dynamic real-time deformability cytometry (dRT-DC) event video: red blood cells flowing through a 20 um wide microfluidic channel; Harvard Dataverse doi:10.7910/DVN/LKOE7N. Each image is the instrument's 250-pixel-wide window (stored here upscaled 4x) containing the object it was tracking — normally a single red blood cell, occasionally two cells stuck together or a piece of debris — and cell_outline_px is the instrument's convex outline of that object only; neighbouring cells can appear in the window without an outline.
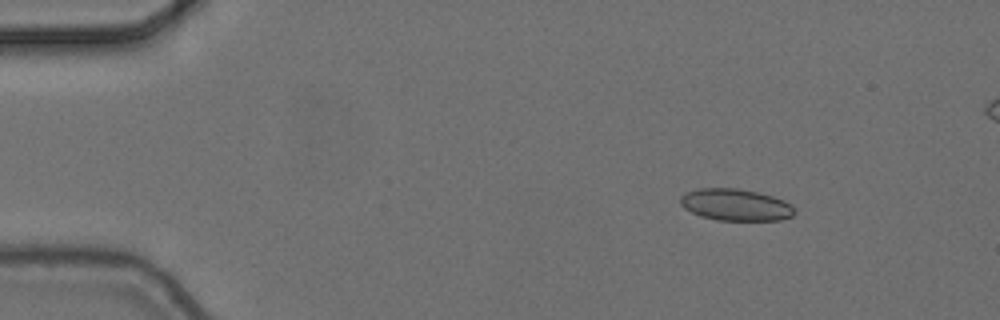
{"species": "common noctule bat (a hibernating species)", "species_latin": "Nyctalus noctula", "temperature_condition": "cold", "stored_images_in_passage": 5, "camera_frame_rate_fps": 3000, "um_per_image_px": 0.085, "animal": {"sex": "female", "body_mass_g": 24.6, "forearm_length_mm": 56.2}, "frame": {"image": 1, "passage_image": 1, "time_ms": 0.0, "image_size_px": [1000, 320], "cell_outline_px": [[796, 212], [792, 216], [780, 220], [716, 220], [700, 216], [684, 208], [680, 204], [680, 196], [688, 192], [700, 188], [736, 188], [756, 192], [772, 196], [784, 200], [792, 204]], "centroid_in_image_um": [62.54, 17.41], "position_along_channel_um": 22.5, "area_um2": 21.15}}
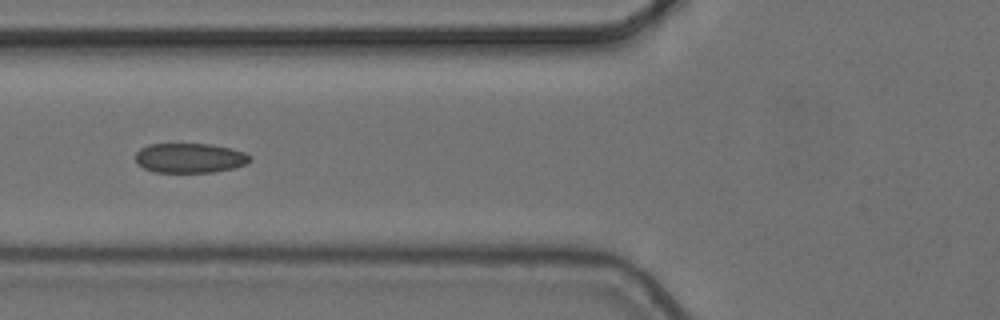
{"frame": {"image": 2, "passage_image": 5, "time_ms": 1.333, "image_size_px": [1000, 320], "cell_outline_px": [[252, 160], [244, 164], [232, 168], [212, 172], [156, 172], [144, 168], [136, 164], [136, 152], [140, 148], [148, 144], [212, 144], [232, 148], [244, 152], [252, 156]], "centroid_in_image_um": [16.13, 13.42], "position_along_channel_um": 109.7, "area_um2": 19.88}}